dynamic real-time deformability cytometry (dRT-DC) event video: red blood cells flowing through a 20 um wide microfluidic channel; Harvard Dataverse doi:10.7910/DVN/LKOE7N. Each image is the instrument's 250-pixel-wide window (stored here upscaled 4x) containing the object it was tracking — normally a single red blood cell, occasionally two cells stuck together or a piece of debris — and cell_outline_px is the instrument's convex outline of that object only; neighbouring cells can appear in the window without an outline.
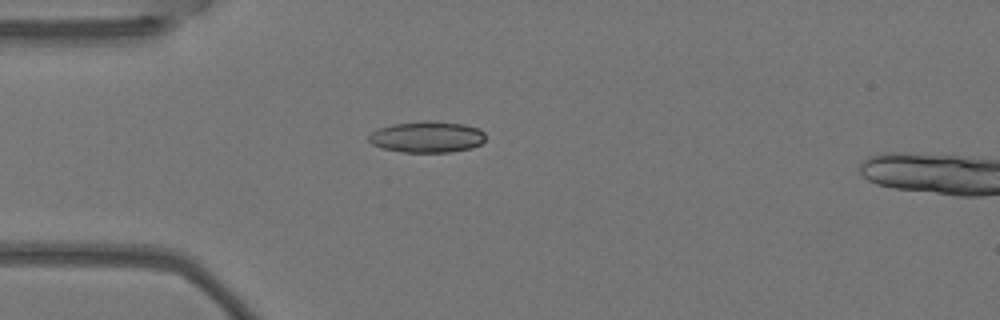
{"species": "Egyptian fruit bat (a non-hibernating species)", "species_latin": "Rousettus aegyptiacus", "temperature_condition": "warm", "stored_images_in_passage": 6, "camera_frame_rate_fps": 3000, "um_per_image_px": 0.085, "animal": {"sex": "female"}, "frame": {"image": 1, "passage_image": 4, "time_ms": 1.0, "image_size_px": [1000, 320], "cell_outline_px": [[484, 140], [480, 144], [472, 148], [452, 152], [404, 152], [384, 148], [372, 144], [368, 140], [368, 136], [372, 132], [380, 128], [392, 124], [424, 120], [464, 124], [480, 128], [484, 132]], "centroid_in_image_um": [36.32, 11.63], "position_along_channel_um": 48.7, "area_um2": 21.27}}
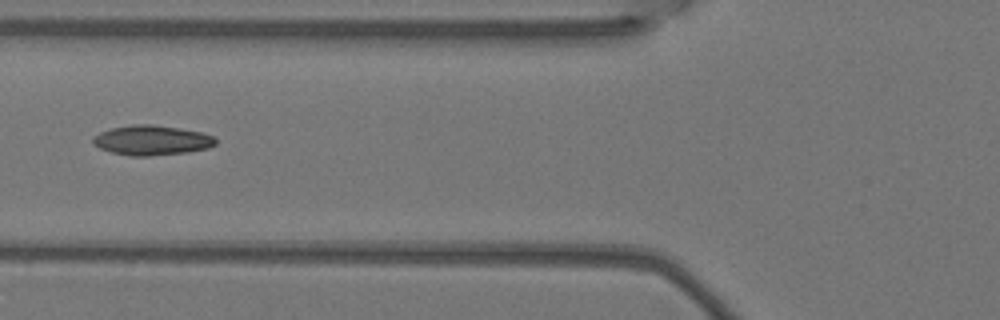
{"frame": {"image": 2, "passage_image": 6, "time_ms": 1.667, "image_size_px": [1000, 320], "cell_outline_px": [[216, 144], [208, 148], [188, 152], [148, 156], [128, 156], [112, 152], [100, 148], [92, 144], [92, 136], [100, 132], [112, 128], [132, 124], [152, 124], [180, 128], [200, 132], [212, 136], [216, 140]], "centroid_in_image_um": [12.86, 11.92], "position_along_channel_um": 112.9, "area_um2": 21.39}}